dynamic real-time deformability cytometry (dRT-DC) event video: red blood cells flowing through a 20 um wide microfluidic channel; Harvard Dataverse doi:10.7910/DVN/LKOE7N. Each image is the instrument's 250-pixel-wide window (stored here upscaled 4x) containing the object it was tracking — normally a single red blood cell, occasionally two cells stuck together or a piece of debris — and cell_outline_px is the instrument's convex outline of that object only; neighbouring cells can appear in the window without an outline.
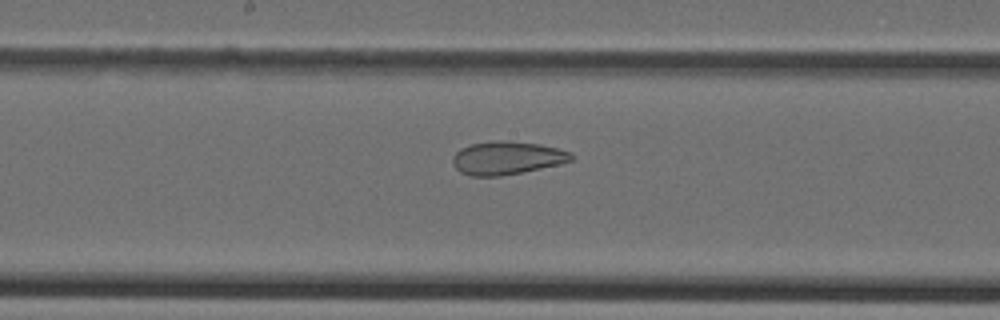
{"species": "Egyptian fruit bat (a non-hibernating species)", "species_latin": "Rousettus aegyptiacus", "temperature_condition": "cold", "stored_images_in_passage": 35, "camera_frame_rate_fps": 3000, "um_per_image_px": 0.085, "animal": {"sex": "female"}, "frame": {"image": 1, "passage_image": 13, "time_ms": 4.0, "image_size_px": [1000, 320], "cell_outline_px": [[576, 156], [572, 160], [560, 164], [500, 176], [472, 176], [460, 172], [452, 164], [452, 156], [460, 148], [472, 144], [496, 140], [504, 140], [540, 144], [572, 152]], "centroid_in_image_um": [43.09, 13.42], "position_along_channel_um": 205.1, "area_um2": 22.95}}
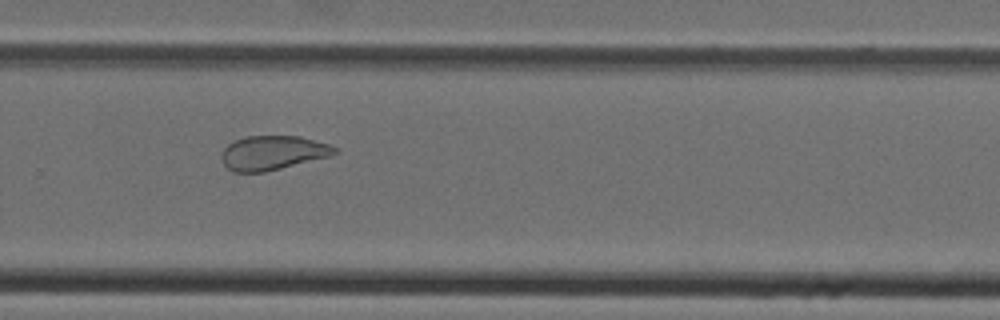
{"frame": {"image": 2, "passage_image": 20, "time_ms": 6.333, "image_size_px": [1000, 320], "cell_outline_px": [[336, 152], [332, 156], [264, 172], [232, 172], [224, 164], [220, 156], [224, 148], [228, 144], [236, 140], [248, 136], [300, 136], [328, 144], [336, 148]], "centroid_in_image_um": [23.17, 12.99], "position_along_channel_um": 306.6, "area_um2": 22.48}}
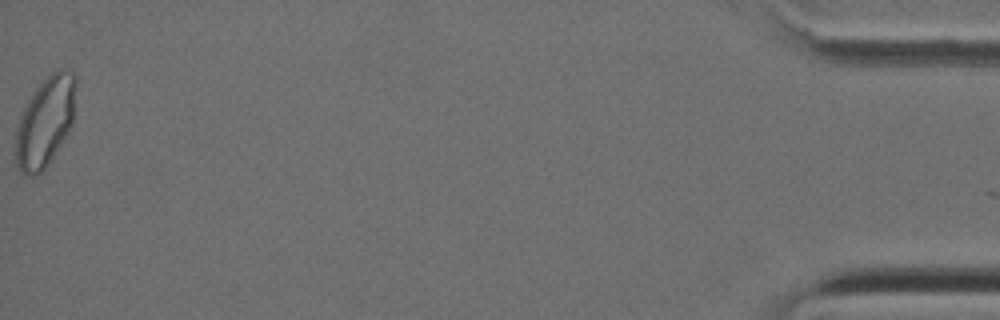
{"frame": {"image": 3, "passage_image": 35, "time_ms": 11.333, "image_size_px": [1000, 320], "cell_outline_px": [[76, 84], [72, 124], [68, 132], [44, 168], [36, 176], [24, 176], [20, 172], [16, 164], [16, 132], [20, 116], [24, 108], [36, 88], [56, 68], [60, 68], [72, 72], [76, 76]], "centroid_in_image_um": [3.84, 10.34], "position_along_channel_um": 431.4, "area_um2": 31.04}}